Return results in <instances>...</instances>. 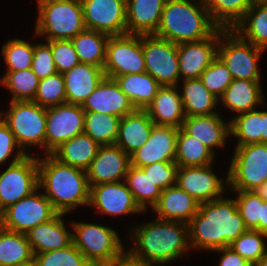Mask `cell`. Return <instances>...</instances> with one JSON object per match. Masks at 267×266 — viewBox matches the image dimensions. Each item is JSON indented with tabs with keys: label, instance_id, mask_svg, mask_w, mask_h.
Listing matches in <instances>:
<instances>
[{
	"label": "cell",
	"instance_id": "obj_1",
	"mask_svg": "<svg viewBox=\"0 0 267 266\" xmlns=\"http://www.w3.org/2000/svg\"><path fill=\"white\" fill-rule=\"evenodd\" d=\"M247 230L235 199L203 202L188 223L189 245L197 250L214 251L229 247Z\"/></svg>",
	"mask_w": 267,
	"mask_h": 266
},
{
	"label": "cell",
	"instance_id": "obj_2",
	"mask_svg": "<svg viewBox=\"0 0 267 266\" xmlns=\"http://www.w3.org/2000/svg\"><path fill=\"white\" fill-rule=\"evenodd\" d=\"M38 158V187L58 213L66 214L78 205H89L90 186L87 172L81 168L60 163L51 154Z\"/></svg>",
	"mask_w": 267,
	"mask_h": 266
},
{
	"label": "cell",
	"instance_id": "obj_3",
	"mask_svg": "<svg viewBox=\"0 0 267 266\" xmlns=\"http://www.w3.org/2000/svg\"><path fill=\"white\" fill-rule=\"evenodd\" d=\"M137 228H134L132 235V241L135 240L136 245L127 253L148 265L169 263L183 255L190 246L187 244V223L156 218L153 223L149 222Z\"/></svg>",
	"mask_w": 267,
	"mask_h": 266
},
{
	"label": "cell",
	"instance_id": "obj_4",
	"mask_svg": "<svg viewBox=\"0 0 267 266\" xmlns=\"http://www.w3.org/2000/svg\"><path fill=\"white\" fill-rule=\"evenodd\" d=\"M198 2L166 0L154 35L175 44L197 42L210 37L219 27L211 20L203 0Z\"/></svg>",
	"mask_w": 267,
	"mask_h": 266
},
{
	"label": "cell",
	"instance_id": "obj_5",
	"mask_svg": "<svg viewBox=\"0 0 267 266\" xmlns=\"http://www.w3.org/2000/svg\"><path fill=\"white\" fill-rule=\"evenodd\" d=\"M39 16L35 34L47 41L71 40L86 27L80 0H37Z\"/></svg>",
	"mask_w": 267,
	"mask_h": 266
},
{
	"label": "cell",
	"instance_id": "obj_6",
	"mask_svg": "<svg viewBox=\"0 0 267 266\" xmlns=\"http://www.w3.org/2000/svg\"><path fill=\"white\" fill-rule=\"evenodd\" d=\"M263 51L232 29L219 28L217 57L228 68L233 80H260L257 63Z\"/></svg>",
	"mask_w": 267,
	"mask_h": 266
},
{
	"label": "cell",
	"instance_id": "obj_7",
	"mask_svg": "<svg viewBox=\"0 0 267 266\" xmlns=\"http://www.w3.org/2000/svg\"><path fill=\"white\" fill-rule=\"evenodd\" d=\"M226 183L232 190L252 191L267 179V144L236 146Z\"/></svg>",
	"mask_w": 267,
	"mask_h": 266
},
{
	"label": "cell",
	"instance_id": "obj_8",
	"mask_svg": "<svg viewBox=\"0 0 267 266\" xmlns=\"http://www.w3.org/2000/svg\"><path fill=\"white\" fill-rule=\"evenodd\" d=\"M38 188V158L18 150L8 168L0 173V214Z\"/></svg>",
	"mask_w": 267,
	"mask_h": 266
},
{
	"label": "cell",
	"instance_id": "obj_9",
	"mask_svg": "<svg viewBox=\"0 0 267 266\" xmlns=\"http://www.w3.org/2000/svg\"><path fill=\"white\" fill-rule=\"evenodd\" d=\"M71 225L75 230L72 241L89 262H111L126 252L118 234L109 227L78 222Z\"/></svg>",
	"mask_w": 267,
	"mask_h": 266
},
{
	"label": "cell",
	"instance_id": "obj_10",
	"mask_svg": "<svg viewBox=\"0 0 267 266\" xmlns=\"http://www.w3.org/2000/svg\"><path fill=\"white\" fill-rule=\"evenodd\" d=\"M10 109L2 120L14 134L19 147H45L46 108L34 101H10Z\"/></svg>",
	"mask_w": 267,
	"mask_h": 266
},
{
	"label": "cell",
	"instance_id": "obj_11",
	"mask_svg": "<svg viewBox=\"0 0 267 266\" xmlns=\"http://www.w3.org/2000/svg\"><path fill=\"white\" fill-rule=\"evenodd\" d=\"M103 71L111 79L146 72L143 35L110 36L106 44Z\"/></svg>",
	"mask_w": 267,
	"mask_h": 266
},
{
	"label": "cell",
	"instance_id": "obj_12",
	"mask_svg": "<svg viewBox=\"0 0 267 266\" xmlns=\"http://www.w3.org/2000/svg\"><path fill=\"white\" fill-rule=\"evenodd\" d=\"M39 189L40 187L6 208L0 214V226L9 231L25 234L37 225L54 218L58 212L44 193H37Z\"/></svg>",
	"mask_w": 267,
	"mask_h": 266
},
{
	"label": "cell",
	"instance_id": "obj_13",
	"mask_svg": "<svg viewBox=\"0 0 267 266\" xmlns=\"http://www.w3.org/2000/svg\"><path fill=\"white\" fill-rule=\"evenodd\" d=\"M143 53L146 72L161 86L178 85V44L154 34L143 35Z\"/></svg>",
	"mask_w": 267,
	"mask_h": 266
},
{
	"label": "cell",
	"instance_id": "obj_14",
	"mask_svg": "<svg viewBox=\"0 0 267 266\" xmlns=\"http://www.w3.org/2000/svg\"><path fill=\"white\" fill-rule=\"evenodd\" d=\"M84 117L85 111L78 104L46 108L45 153L51 154L62 143L84 133Z\"/></svg>",
	"mask_w": 267,
	"mask_h": 266
},
{
	"label": "cell",
	"instance_id": "obj_15",
	"mask_svg": "<svg viewBox=\"0 0 267 266\" xmlns=\"http://www.w3.org/2000/svg\"><path fill=\"white\" fill-rule=\"evenodd\" d=\"M86 29L109 36L127 34L126 0H80Z\"/></svg>",
	"mask_w": 267,
	"mask_h": 266
},
{
	"label": "cell",
	"instance_id": "obj_16",
	"mask_svg": "<svg viewBox=\"0 0 267 266\" xmlns=\"http://www.w3.org/2000/svg\"><path fill=\"white\" fill-rule=\"evenodd\" d=\"M176 185L186 191L199 203L221 198L224 192L223 180L207 166L178 167Z\"/></svg>",
	"mask_w": 267,
	"mask_h": 266
},
{
	"label": "cell",
	"instance_id": "obj_17",
	"mask_svg": "<svg viewBox=\"0 0 267 266\" xmlns=\"http://www.w3.org/2000/svg\"><path fill=\"white\" fill-rule=\"evenodd\" d=\"M178 129L154 124L146 143L130 155L131 165L142 168L155 162L174 161Z\"/></svg>",
	"mask_w": 267,
	"mask_h": 266
},
{
	"label": "cell",
	"instance_id": "obj_18",
	"mask_svg": "<svg viewBox=\"0 0 267 266\" xmlns=\"http://www.w3.org/2000/svg\"><path fill=\"white\" fill-rule=\"evenodd\" d=\"M131 165L130 155L114 145L100 146L86 170L89 186L124 180Z\"/></svg>",
	"mask_w": 267,
	"mask_h": 266
},
{
	"label": "cell",
	"instance_id": "obj_19",
	"mask_svg": "<svg viewBox=\"0 0 267 266\" xmlns=\"http://www.w3.org/2000/svg\"><path fill=\"white\" fill-rule=\"evenodd\" d=\"M218 44L219 28L206 39L178 44L179 73L183 75V80L200 78L217 58Z\"/></svg>",
	"mask_w": 267,
	"mask_h": 266
},
{
	"label": "cell",
	"instance_id": "obj_20",
	"mask_svg": "<svg viewBox=\"0 0 267 266\" xmlns=\"http://www.w3.org/2000/svg\"><path fill=\"white\" fill-rule=\"evenodd\" d=\"M89 205L97 207V210L102 213L113 216L143 211L124 180L90 186Z\"/></svg>",
	"mask_w": 267,
	"mask_h": 266
},
{
	"label": "cell",
	"instance_id": "obj_21",
	"mask_svg": "<svg viewBox=\"0 0 267 266\" xmlns=\"http://www.w3.org/2000/svg\"><path fill=\"white\" fill-rule=\"evenodd\" d=\"M84 111L124 117L136 110L114 79L105 77L81 105Z\"/></svg>",
	"mask_w": 267,
	"mask_h": 266
},
{
	"label": "cell",
	"instance_id": "obj_22",
	"mask_svg": "<svg viewBox=\"0 0 267 266\" xmlns=\"http://www.w3.org/2000/svg\"><path fill=\"white\" fill-rule=\"evenodd\" d=\"M177 86H161L145 109L155 125L182 127L186 118L181 94Z\"/></svg>",
	"mask_w": 267,
	"mask_h": 266
},
{
	"label": "cell",
	"instance_id": "obj_23",
	"mask_svg": "<svg viewBox=\"0 0 267 266\" xmlns=\"http://www.w3.org/2000/svg\"><path fill=\"white\" fill-rule=\"evenodd\" d=\"M166 0H126L127 34H155Z\"/></svg>",
	"mask_w": 267,
	"mask_h": 266
},
{
	"label": "cell",
	"instance_id": "obj_24",
	"mask_svg": "<svg viewBox=\"0 0 267 266\" xmlns=\"http://www.w3.org/2000/svg\"><path fill=\"white\" fill-rule=\"evenodd\" d=\"M199 202L177 185L161 192L158 203L153 207L157 219L189 223L197 214Z\"/></svg>",
	"mask_w": 267,
	"mask_h": 266
},
{
	"label": "cell",
	"instance_id": "obj_25",
	"mask_svg": "<svg viewBox=\"0 0 267 266\" xmlns=\"http://www.w3.org/2000/svg\"><path fill=\"white\" fill-rule=\"evenodd\" d=\"M62 75L67 103L78 105H82L106 77L103 68L85 63H79Z\"/></svg>",
	"mask_w": 267,
	"mask_h": 266
},
{
	"label": "cell",
	"instance_id": "obj_26",
	"mask_svg": "<svg viewBox=\"0 0 267 266\" xmlns=\"http://www.w3.org/2000/svg\"><path fill=\"white\" fill-rule=\"evenodd\" d=\"M63 215L58 213L48 222L25 233L34 254L63 249L73 242L72 233L67 231L64 225Z\"/></svg>",
	"mask_w": 267,
	"mask_h": 266
},
{
	"label": "cell",
	"instance_id": "obj_27",
	"mask_svg": "<svg viewBox=\"0 0 267 266\" xmlns=\"http://www.w3.org/2000/svg\"><path fill=\"white\" fill-rule=\"evenodd\" d=\"M153 125L145 110L136 109L120 119L115 145L131 155L149 139Z\"/></svg>",
	"mask_w": 267,
	"mask_h": 266
},
{
	"label": "cell",
	"instance_id": "obj_28",
	"mask_svg": "<svg viewBox=\"0 0 267 266\" xmlns=\"http://www.w3.org/2000/svg\"><path fill=\"white\" fill-rule=\"evenodd\" d=\"M181 128L213 152V147H223L227 136L230 135V124L224 123L218 113L186 117Z\"/></svg>",
	"mask_w": 267,
	"mask_h": 266
},
{
	"label": "cell",
	"instance_id": "obj_29",
	"mask_svg": "<svg viewBox=\"0 0 267 266\" xmlns=\"http://www.w3.org/2000/svg\"><path fill=\"white\" fill-rule=\"evenodd\" d=\"M99 147L90 136L81 133L62 143L51 155L62 164L87 170Z\"/></svg>",
	"mask_w": 267,
	"mask_h": 266
},
{
	"label": "cell",
	"instance_id": "obj_30",
	"mask_svg": "<svg viewBox=\"0 0 267 266\" xmlns=\"http://www.w3.org/2000/svg\"><path fill=\"white\" fill-rule=\"evenodd\" d=\"M259 82V80L234 79L218 100L239 114L253 111L257 104L264 102Z\"/></svg>",
	"mask_w": 267,
	"mask_h": 266
},
{
	"label": "cell",
	"instance_id": "obj_31",
	"mask_svg": "<svg viewBox=\"0 0 267 266\" xmlns=\"http://www.w3.org/2000/svg\"><path fill=\"white\" fill-rule=\"evenodd\" d=\"M232 30L252 45L265 50L267 48V0L253 1L244 17Z\"/></svg>",
	"mask_w": 267,
	"mask_h": 266
},
{
	"label": "cell",
	"instance_id": "obj_32",
	"mask_svg": "<svg viewBox=\"0 0 267 266\" xmlns=\"http://www.w3.org/2000/svg\"><path fill=\"white\" fill-rule=\"evenodd\" d=\"M120 89L136 109L145 110L161 85L147 72L115 77Z\"/></svg>",
	"mask_w": 267,
	"mask_h": 266
},
{
	"label": "cell",
	"instance_id": "obj_33",
	"mask_svg": "<svg viewBox=\"0 0 267 266\" xmlns=\"http://www.w3.org/2000/svg\"><path fill=\"white\" fill-rule=\"evenodd\" d=\"M183 81L181 99L186 117L218 113L213 111L219 101L218 98L204 86L200 78Z\"/></svg>",
	"mask_w": 267,
	"mask_h": 266
},
{
	"label": "cell",
	"instance_id": "obj_34",
	"mask_svg": "<svg viewBox=\"0 0 267 266\" xmlns=\"http://www.w3.org/2000/svg\"><path fill=\"white\" fill-rule=\"evenodd\" d=\"M33 260L34 253L26 234L0 226V266H18Z\"/></svg>",
	"mask_w": 267,
	"mask_h": 266
},
{
	"label": "cell",
	"instance_id": "obj_35",
	"mask_svg": "<svg viewBox=\"0 0 267 266\" xmlns=\"http://www.w3.org/2000/svg\"><path fill=\"white\" fill-rule=\"evenodd\" d=\"M109 35L85 29L71 39L80 63L104 67L106 44Z\"/></svg>",
	"mask_w": 267,
	"mask_h": 266
},
{
	"label": "cell",
	"instance_id": "obj_36",
	"mask_svg": "<svg viewBox=\"0 0 267 266\" xmlns=\"http://www.w3.org/2000/svg\"><path fill=\"white\" fill-rule=\"evenodd\" d=\"M214 152L195 137L178 129L174 162L178 167L207 166L212 164Z\"/></svg>",
	"mask_w": 267,
	"mask_h": 266
},
{
	"label": "cell",
	"instance_id": "obj_37",
	"mask_svg": "<svg viewBox=\"0 0 267 266\" xmlns=\"http://www.w3.org/2000/svg\"><path fill=\"white\" fill-rule=\"evenodd\" d=\"M211 20L223 29H233L251 7L253 0H203Z\"/></svg>",
	"mask_w": 267,
	"mask_h": 266
},
{
	"label": "cell",
	"instance_id": "obj_38",
	"mask_svg": "<svg viewBox=\"0 0 267 266\" xmlns=\"http://www.w3.org/2000/svg\"><path fill=\"white\" fill-rule=\"evenodd\" d=\"M120 117L85 111L84 133L100 146L114 145L118 137Z\"/></svg>",
	"mask_w": 267,
	"mask_h": 266
},
{
	"label": "cell",
	"instance_id": "obj_39",
	"mask_svg": "<svg viewBox=\"0 0 267 266\" xmlns=\"http://www.w3.org/2000/svg\"><path fill=\"white\" fill-rule=\"evenodd\" d=\"M124 182L143 211L147 204L153 208L158 203L162 190L153 184L142 168L130 165Z\"/></svg>",
	"mask_w": 267,
	"mask_h": 266
},
{
	"label": "cell",
	"instance_id": "obj_40",
	"mask_svg": "<svg viewBox=\"0 0 267 266\" xmlns=\"http://www.w3.org/2000/svg\"><path fill=\"white\" fill-rule=\"evenodd\" d=\"M40 79L32 69L6 72L0 83L12 92L11 101H33Z\"/></svg>",
	"mask_w": 267,
	"mask_h": 266
},
{
	"label": "cell",
	"instance_id": "obj_41",
	"mask_svg": "<svg viewBox=\"0 0 267 266\" xmlns=\"http://www.w3.org/2000/svg\"><path fill=\"white\" fill-rule=\"evenodd\" d=\"M230 135L238 137L237 146L261 143V111H248L229 122Z\"/></svg>",
	"mask_w": 267,
	"mask_h": 266
},
{
	"label": "cell",
	"instance_id": "obj_42",
	"mask_svg": "<svg viewBox=\"0 0 267 266\" xmlns=\"http://www.w3.org/2000/svg\"><path fill=\"white\" fill-rule=\"evenodd\" d=\"M264 238H267L266 233L247 230L233 241L229 247L254 265L266 254L267 248Z\"/></svg>",
	"mask_w": 267,
	"mask_h": 266
},
{
	"label": "cell",
	"instance_id": "obj_43",
	"mask_svg": "<svg viewBox=\"0 0 267 266\" xmlns=\"http://www.w3.org/2000/svg\"><path fill=\"white\" fill-rule=\"evenodd\" d=\"M33 101L45 108L67 103L63 75L57 72L41 79Z\"/></svg>",
	"mask_w": 267,
	"mask_h": 266
},
{
	"label": "cell",
	"instance_id": "obj_44",
	"mask_svg": "<svg viewBox=\"0 0 267 266\" xmlns=\"http://www.w3.org/2000/svg\"><path fill=\"white\" fill-rule=\"evenodd\" d=\"M2 54L8 66L7 72H15L32 67L34 45L22 39H12L2 47Z\"/></svg>",
	"mask_w": 267,
	"mask_h": 266
},
{
	"label": "cell",
	"instance_id": "obj_45",
	"mask_svg": "<svg viewBox=\"0 0 267 266\" xmlns=\"http://www.w3.org/2000/svg\"><path fill=\"white\" fill-rule=\"evenodd\" d=\"M33 262L35 266H87L89 263L73 242L63 249L34 254Z\"/></svg>",
	"mask_w": 267,
	"mask_h": 266
},
{
	"label": "cell",
	"instance_id": "obj_46",
	"mask_svg": "<svg viewBox=\"0 0 267 266\" xmlns=\"http://www.w3.org/2000/svg\"><path fill=\"white\" fill-rule=\"evenodd\" d=\"M234 191L238 193L235 201L246 228L259 231V220H262L263 199L257 196L254 191Z\"/></svg>",
	"mask_w": 267,
	"mask_h": 266
},
{
	"label": "cell",
	"instance_id": "obj_47",
	"mask_svg": "<svg viewBox=\"0 0 267 266\" xmlns=\"http://www.w3.org/2000/svg\"><path fill=\"white\" fill-rule=\"evenodd\" d=\"M200 79L218 99L233 81L230 71L218 57L201 73Z\"/></svg>",
	"mask_w": 267,
	"mask_h": 266
},
{
	"label": "cell",
	"instance_id": "obj_48",
	"mask_svg": "<svg viewBox=\"0 0 267 266\" xmlns=\"http://www.w3.org/2000/svg\"><path fill=\"white\" fill-rule=\"evenodd\" d=\"M51 46V52L58 73H65L80 63L71 40L46 41Z\"/></svg>",
	"mask_w": 267,
	"mask_h": 266
},
{
	"label": "cell",
	"instance_id": "obj_49",
	"mask_svg": "<svg viewBox=\"0 0 267 266\" xmlns=\"http://www.w3.org/2000/svg\"><path fill=\"white\" fill-rule=\"evenodd\" d=\"M142 169L162 191L176 185L178 165L174 161L155 162Z\"/></svg>",
	"mask_w": 267,
	"mask_h": 266
},
{
	"label": "cell",
	"instance_id": "obj_50",
	"mask_svg": "<svg viewBox=\"0 0 267 266\" xmlns=\"http://www.w3.org/2000/svg\"><path fill=\"white\" fill-rule=\"evenodd\" d=\"M31 69L40 80L57 73L51 46L48 43L34 45Z\"/></svg>",
	"mask_w": 267,
	"mask_h": 266
},
{
	"label": "cell",
	"instance_id": "obj_51",
	"mask_svg": "<svg viewBox=\"0 0 267 266\" xmlns=\"http://www.w3.org/2000/svg\"><path fill=\"white\" fill-rule=\"evenodd\" d=\"M18 147L19 150H22L16 139L14 134L9 129L8 125L1 119L0 120V164L5 162L12 152L14 151L15 147Z\"/></svg>",
	"mask_w": 267,
	"mask_h": 266
},
{
	"label": "cell",
	"instance_id": "obj_52",
	"mask_svg": "<svg viewBox=\"0 0 267 266\" xmlns=\"http://www.w3.org/2000/svg\"><path fill=\"white\" fill-rule=\"evenodd\" d=\"M214 251L223 252L219 266H253L239 253L234 252L230 247H223Z\"/></svg>",
	"mask_w": 267,
	"mask_h": 266
},
{
	"label": "cell",
	"instance_id": "obj_53",
	"mask_svg": "<svg viewBox=\"0 0 267 266\" xmlns=\"http://www.w3.org/2000/svg\"><path fill=\"white\" fill-rule=\"evenodd\" d=\"M111 266H151L140 260L131 257L127 252L123 253L117 259L111 261Z\"/></svg>",
	"mask_w": 267,
	"mask_h": 266
},
{
	"label": "cell",
	"instance_id": "obj_54",
	"mask_svg": "<svg viewBox=\"0 0 267 266\" xmlns=\"http://www.w3.org/2000/svg\"><path fill=\"white\" fill-rule=\"evenodd\" d=\"M259 231L267 234V200H263L262 220H259Z\"/></svg>",
	"mask_w": 267,
	"mask_h": 266
},
{
	"label": "cell",
	"instance_id": "obj_55",
	"mask_svg": "<svg viewBox=\"0 0 267 266\" xmlns=\"http://www.w3.org/2000/svg\"><path fill=\"white\" fill-rule=\"evenodd\" d=\"M261 143L267 144V111H261Z\"/></svg>",
	"mask_w": 267,
	"mask_h": 266
},
{
	"label": "cell",
	"instance_id": "obj_56",
	"mask_svg": "<svg viewBox=\"0 0 267 266\" xmlns=\"http://www.w3.org/2000/svg\"><path fill=\"white\" fill-rule=\"evenodd\" d=\"M254 193L261 197L263 200H267V179L260 186H257L254 190Z\"/></svg>",
	"mask_w": 267,
	"mask_h": 266
},
{
	"label": "cell",
	"instance_id": "obj_57",
	"mask_svg": "<svg viewBox=\"0 0 267 266\" xmlns=\"http://www.w3.org/2000/svg\"><path fill=\"white\" fill-rule=\"evenodd\" d=\"M253 266H267V251L266 254Z\"/></svg>",
	"mask_w": 267,
	"mask_h": 266
},
{
	"label": "cell",
	"instance_id": "obj_58",
	"mask_svg": "<svg viewBox=\"0 0 267 266\" xmlns=\"http://www.w3.org/2000/svg\"><path fill=\"white\" fill-rule=\"evenodd\" d=\"M87 266H111V262H89Z\"/></svg>",
	"mask_w": 267,
	"mask_h": 266
},
{
	"label": "cell",
	"instance_id": "obj_59",
	"mask_svg": "<svg viewBox=\"0 0 267 266\" xmlns=\"http://www.w3.org/2000/svg\"><path fill=\"white\" fill-rule=\"evenodd\" d=\"M18 266H35L34 262L23 264V265H18Z\"/></svg>",
	"mask_w": 267,
	"mask_h": 266
}]
</instances>
